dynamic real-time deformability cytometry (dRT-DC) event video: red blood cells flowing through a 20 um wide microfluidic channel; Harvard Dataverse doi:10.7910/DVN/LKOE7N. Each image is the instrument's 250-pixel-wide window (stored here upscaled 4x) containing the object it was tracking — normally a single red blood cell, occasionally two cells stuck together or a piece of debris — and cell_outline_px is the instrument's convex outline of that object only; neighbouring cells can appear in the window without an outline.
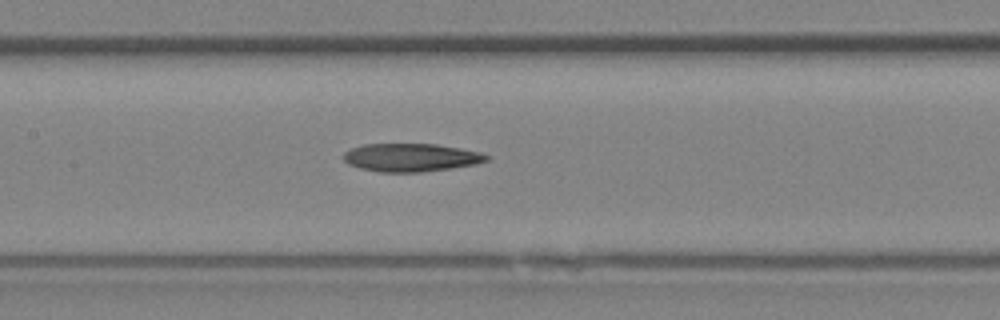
{"species": "Egyptian fruit bat (a non-hibernating species)", "species_latin": "Rousettus aegyptiacus", "temperature_condition": "room temperature", "stored_images_in_passage": 22, "camera_frame_rate_fps": 3000, "um_per_image_px": 0.085, "animal": {"sex": "female"}, "frame": {"image": 1, "passage_image": 10, "time_ms": 3.0, "image_size_px": [1000, 320], "cell_outline_px": [[488, 160], [476, 164], [420, 172], [380, 172], [360, 168], [348, 164], [344, 160], [344, 152], [352, 148], [364, 144], [436, 144], [460, 148], [480, 152], [488, 156]], "centroid_in_image_um": [34.91, 13.38], "position_along_channel_um": 172.5, "area_um2": 23.24}}
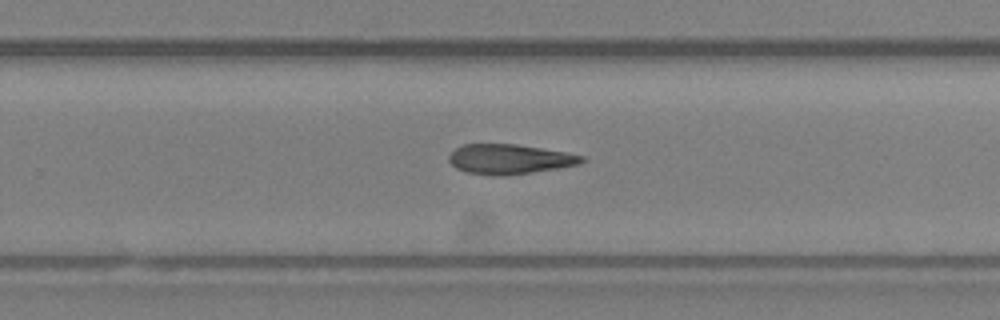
{"frame": {"image": 2, "passage_image": 16, "time_ms": 5.0, "image_size_px": [1000, 320], "cell_outline_px": [[588, 160], [580, 164], [532, 172], [504, 176], [496, 176], [468, 172], [456, 168], [448, 160], [448, 156], [456, 148], [464, 144], [516, 144], [564, 152], [584, 156]], "centroid_in_image_um": [43.31, 13.53], "position_along_channel_um": 286.5, "area_um2": 22.95}}